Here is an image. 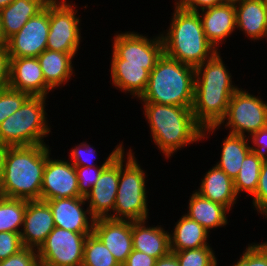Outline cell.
<instances>
[{"label": "cell", "mask_w": 267, "mask_h": 266, "mask_svg": "<svg viewBox=\"0 0 267 266\" xmlns=\"http://www.w3.org/2000/svg\"><path fill=\"white\" fill-rule=\"evenodd\" d=\"M218 51L195 67L193 116L204 129L218 126L226 116L229 101L239 88Z\"/></svg>", "instance_id": "cell-1"}, {"label": "cell", "mask_w": 267, "mask_h": 266, "mask_svg": "<svg viewBox=\"0 0 267 266\" xmlns=\"http://www.w3.org/2000/svg\"><path fill=\"white\" fill-rule=\"evenodd\" d=\"M149 125L151 142L164 159L194 143H202L203 128L196 122L192 107L139 102ZM174 154V155H173Z\"/></svg>", "instance_id": "cell-2"}, {"label": "cell", "mask_w": 267, "mask_h": 266, "mask_svg": "<svg viewBox=\"0 0 267 266\" xmlns=\"http://www.w3.org/2000/svg\"><path fill=\"white\" fill-rule=\"evenodd\" d=\"M46 144L8 146L0 180V196L40 200Z\"/></svg>", "instance_id": "cell-3"}, {"label": "cell", "mask_w": 267, "mask_h": 266, "mask_svg": "<svg viewBox=\"0 0 267 266\" xmlns=\"http://www.w3.org/2000/svg\"><path fill=\"white\" fill-rule=\"evenodd\" d=\"M167 30L160 32L164 54L181 63L197 67L218 51L205 36L198 12L184 10L177 3Z\"/></svg>", "instance_id": "cell-4"}, {"label": "cell", "mask_w": 267, "mask_h": 266, "mask_svg": "<svg viewBox=\"0 0 267 266\" xmlns=\"http://www.w3.org/2000/svg\"><path fill=\"white\" fill-rule=\"evenodd\" d=\"M195 67L163 55L150 72L145 92L139 102L192 107Z\"/></svg>", "instance_id": "cell-5"}, {"label": "cell", "mask_w": 267, "mask_h": 266, "mask_svg": "<svg viewBox=\"0 0 267 266\" xmlns=\"http://www.w3.org/2000/svg\"><path fill=\"white\" fill-rule=\"evenodd\" d=\"M146 175L148 174L141 163L139 164L133 149H123L120 152V173L114 211L108 218L129 221L150 218L147 194L150 190H147Z\"/></svg>", "instance_id": "cell-6"}, {"label": "cell", "mask_w": 267, "mask_h": 266, "mask_svg": "<svg viewBox=\"0 0 267 266\" xmlns=\"http://www.w3.org/2000/svg\"><path fill=\"white\" fill-rule=\"evenodd\" d=\"M48 97L30 96L0 124V143L6 146L46 144L51 131L46 113ZM45 137V138H44Z\"/></svg>", "instance_id": "cell-7"}, {"label": "cell", "mask_w": 267, "mask_h": 266, "mask_svg": "<svg viewBox=\"0 0 267 266\" xmlns=\"http://www.w3.org/2000/svg\"><path fill=\"white\" fill-rule=\"evenodd\" d=\"M229 129V133L249 137L267 126V102L247 89L239 87L232 95L226 116L218 126L203 129L202 140L214 135L216 130ZM209 134V135H208Z\"/></svg>", "instance_id": "cell-8"}, {"label": "cell", "mask_w": 267, "mask_h": 266, "mask_svg": "<svg viewBox=\"0 0 267 266\" xmlns=\"http://www.w3.org/2000/svg\"><path fill=\"white\" fill-rule=\"evenodd\" d=\"M72 0H51L49 2V34L47 49L69 53L77 57L81 49V19ZM76 5V6H75ZM78 15V16H77ZM80 48V49H79Z\"/></svg>", "instance_id": "cell-9"}, {"label": "cell", "mask_w": 267, "mask_h": 266, "mask_svg": "<svg viewBox=\"0 0 267 266\" xmlns=\"http://www.w3.org/2000/svg\"><path fill=\"white\" fill-rule=\"evenodd\" d=\"M114 33L111 59L126 60V63L156 64L163 55V40L161 34L148 37L135 31Z\"/></svg>", "instance_id": "cell-10"}, {"label": "cell", "mask_w": 267, "mask_h": 266, "mask_svg": "<svg viewBox=\"0 0 267 266\" xmlns=\"http://www.w3.org/2000/svg\"><path fill=\"white\" fill-rule=\"evenodd\" d=\"M89 234L55 227L38 249L39 259L54 266H82L84 243Z\"/></svg>", "instance_id": "cell-11"}, {"label": "cell", "mask_w": 267, "mask_h": 266, "mask_svg": "<svg viewBox=\"0 0 267 266\" xmlns=\"http://www.w3.org/2000/svg\"><path fill=\"white\" fill-rule=\"evenodd\" d=\"M51 151L50 145L46 144V164L40 200L82 197L78 191L75 166L65 158H53Z\"/></svg>", "instance_id": "cell-12"}, {"label": "cell", "mask_w": 267, "mask_h": 266, "mask_svg": "<svg viewBox=\"0 0 267 266\" xmlns=\"http://www.w3.org/2000/svg\"><path fill=\"white\" fill-rule=\"evenodd\" d=\"M49 34V3L37 15L8 39L7 50L10 57H38L47 49Z\"/></svg>", "instance_id": "cell-13"}, {"label": "cell", "mask_w": 267, "mask_h": 266, "mask_svg": "<svg viewBox=\"0 0 267 266\" xmlns=\"http://www.w3.org/2000/svg\"><path fill=\"white\" fill-rule=\"evenodd\" d=\"M120 173V153L102 170L100 178L85 197L91 215L108 218L114 211Z\"/></svg>", "instance_id": "cell-14"}, {"label": "cell", "mask_w": 267, "mask_h": 266, "mask_svg": "<svg viewBox=\"0 0 267 266\" xmlns=\"http://www.w3.org/2000/svg\"><path fill=\"white\" fill-rule=\"evenodd\" d=\"M46 202L52 210L55 227L75 233H93L95 218L86 206L85 197L51 199Z\"/></svg>", "instance_id": "cell-15"}, {"label": "cell", "mask_w": 267, "mask_h": 266, "mask_svg": "<svg viewBox=\"0 0 267 266\" xmlns=\"http://www.w3.org/2000/svg\"><path fill=\"white\" fill-rule=\"evenodd\" d=\"M55 228L52 210L46 201H27L20 232L23 247L39 249Z\"/></svg>", "instance_id": "cell-16"}, {"label": "cell", "mask_w": 267, "mask_h": 266, "mask_svg": "<svg viewBox=\"0 0 267 266\" xmlns=\"http://www.w3.org/2000/svg\"><path fill=\"white\" fill-rule=\"evenodd\" d=\"M93 233L122 266L133 250L132 221L97 218L94 221Z\"/></svg>", "instance_id": "cell-17"}, {"label": "cell", "mask_w": 267, "mask_h": 266, "mask_svg": "<svg viewBox=\"0 0 267 266\" xmlns=\"http://www.w3.org/2000/svg\"><path fill=\"white\" fill-rule=\"evenodd\" d=\"M9 87L30 96L48 97L53 92L45 83L37 57H10Z\"/></svg>", "instance_id": "cell-18"}, {"label": "cell", "mask_w": 267, "mask_h": 266, "mask_svg": "<svg viewBox=\"0 0 267 266\" xmlns=\"http://www.w3.org/2000/svg\"><path fill=\"white\" fill-rule=\"evenodd\" d=\"M208 41L217 51L227 38L236 32V9L234 0L198 12Z\"/></svg>", "instance_id": "cell-19"}, {"label": "cell", "mask_w": 267, "mask_h": 266, "mask_svg": "<svg viewBox=\"0 0 267 266\" xmlns=\"http://www.w3.org/2000/svg\"><path fill=\"white\" fill-rule=\"evenodd\" d=\"M110 82L121 93H128L132 99H139L145 92L150 72L155 64L126 63V60L111 59Z\"/></svg>", "instance_id": "cell-20"}, {"label": "cell", "mask_w": 267, "mask_h": 266, "mask_svg": "<svg viewBox=\"0 0 267 266\" xmlns=\"http://www.w3.org/2000/svg\"><path fill=\"white\" fill-rule=\"evenodd\" d=\"M236 29L249 40H267V7L265 0H234ZM258 40V41H257ZM267 42V41H266Z\"/></svg>", "instance_id": "cell-21"}, {"label": "cell", "mask_w": 267, "mask_h": 266, "mask_svg": "<svg viewBox=\"0 0 267 266\" xmlns=\"http://www.w3.org/2000/svg\"><path fill=\"white\" fill-rule=\"evenodd\" d=\"M169 229L163 225H149L148 219L132 221L133 249L156 259L171 252Z\"/></svg>", "instance_id": "cell-22"}, {"label": "cell", "mask_w": 267, "mask_h": 266, "mask_svg": "<svg viewBox=\"0 0 267 266\" xmlns=\"http://www.w3.org/2000/svg\"><path fill=\"white\" fill-rule=\"evenodd\" d=\"M204 174L200 186L198 189L195 188V191L204 198L222 204L230 211L234 209L239 200L233 179L215 165Z\"/></svg>", "instance_id": "cell-23"}, {"label": "cell", "mask_w": 267, "mask_h": 266, "mask_svg": "<svg viewBox=\"0 0 267 266\" xmlns=\"http://www.w3.org/2000/svg\"><path fill=\"white\" fill-rule=\"evenodd\" d=\"M187 213L189 218L202 225L207 231L226 227L230 210L220 203L202 197L195 190L189 196Z\"/></svg>", "instance_id": "cell-24"}, {"label": "cell", "mask_w": 267, "mask_h": 266, "mask_svg": "<svg viewBox=\"0 0 267 266\" xmlns=\"http://www.w3.org/2000/svg\"><path fill=\"white\" fill-rule=\"evenodd\" d=\"M37 59L40 63L45 83L53 91L67 85L69 80L71 82V79L76 75V70L73 67L74 57L69 53L46 49Z\"/></svg>", "instance_id": "cell-25"}, {"label": "cell", "mask_w": 267, "mask_h": 266, "mask_svg": "<svg viewBox=\"0 0 267 266\" xmlns=\"http://www.w3.org/2000/svg\"><path fill=\"white\" fill-rule=\"evenodd\" d=\"M171 252L205 247L209 244L211 232L183 214L169 231Z\"/></svg>", "instance_id": "cell-26"}, {"label": "cell", "mask_w": 267, "mask_h": 266, "mask_svg": "<svg viewBox=\"0 0 267 266\" xmlns=\"http://www.w3.org/2000/svg\"><path fill=\"white\" fill-rule=\"evenodd\" d=\"M51 0H14L0 10L2 29L8 40L16 34L25 23L41 12Z\"/></svg>", "instance_id": "cell-27"}, {"label": "cell", "mask_w": 267, "mask_h": 266, "mask_svg": "<svg viewBox=\"0 0 267 266\" xmlns=\"http://www.w3.org/2000/svg\"><path fill=\"white\" fill-rule=\"evenodd\" d=\"M249 144L248 137L228 133L222 141L220 159L213 165L234 180L244 158L251 151Z\"/></svg>", "instance_id": "cell-28"}, {"label": "cell", "mask_w": 267, "mask_h": 266, "mask_svg": "<svg viewBox=\"0 0 267 266\" xmlns=\"http://www.w3.org/2000/svg\"><path fill=\"white\" fill-rule=\"evenodd\" d=\"M263 160L250 151L244 158L240 171L235 177L234 188L240 197L245 192L247 196H253L256 192Z\"/></svg>", "instance_id": "cell-29"}, {"label": "cell", "mask_w": 267, "mask_h": 266, "mask_svg": "<svg viewBox=\"0 0 267 266\" xmlns=\"http://www.w3.org/2000/svg\"><path fill=\"white\" fill-rule=\"evenodd\" d=\"M26 205L27 200L0 196V232H21Z\"/></svg>", "instance_id": "cell-30"}, {"label": "cell", "mask_w": 267, "mask_h": 266, "mask_svg": "<svg viewBox=\"0 0 267 266\" xmlns=\"http://www.w3.org/2000/svg\"><path fill=\"white\" fill-rule=\"evenodd\" d=\"M124 143L121 141L119 144L115 146L109 155L104 158L105 160L101 165H98L96 162L98 158V153L93 145L87 143V141H83L79 144H75L74 147L70 148L69 150V158L68 160L74 166H85V167H92V166H107L124 148ZM96 160V161H95ZM95 161V162H94Z\"/></svg>", "instance_id": "cell-31"}, {"label": "cell", "mask_w": 267, "mask_h": 266, "mask_svg": "<svg viewBox=\"0 0 267 266\" xmlns=\"http://www.w3.org/2000/svg\"><path fill=\"white\" fill-rule=\"evenodd\" d=\"M82 266H120L110 250L94 234L87 236L84 243Z\"/></svg>", "instance_id": "cell-32"}, {"label": "cell", "mask_w": 267, "mask_h": 266, "mask_svg": "<svg viewBox=\"0 0 267 266\" xmlns=\"http://www.w3.org/2000/svg\"><path fill=\"white\" fill-rule=\"evenodd\" d=\"M180 266H218L219 261L211 245L173 252Z\"/></svg>", "instance_id": "cell-33"}, {"label": "cell", "mask_w": 267, "mask_h": 266, "mask_svg": "<svg viewBox=\"0 0 267 266\" xmlns=\"http://www.w3.org/2000/svg\"><path fill=\"white\" fill-rule=\"evenodd\" d=\"M30 97L28 93L7 87L0 90V124Z\"/></svg>", "instance_id": "cell-34"}, {"label": "cell", "mask_w": 267, "mask_h": 266, "mask_svg": "<svg viewBox=\"0 0 267 266\" xmlns=\"http://www.w3.org/2000/svg\"><path fill=\"white\" fill-rule=\"evenodd\" d=\"M247 245L237 262L231 266H267V247L262 242Z\"/></svg>", "instance_id": "cell-35"}, {"label": "cell", "mask_w": 267, "mask_h": 266, "mask_svg": "<svg viewBox=\"0 0 267 266\" xmlns=\"http://www.w3.org/2000/svg\"><path fill=\"white\" fill-rule=\"evenodd\" d=\"M105 167L106 166H75L78 180V191L82 197H86L91 191V188L100 178L101 172Z\"/></svg>", "instance_id": "cell-36"}, {"label": "cell", "mask_w": 267, "mask_h": 266, "mask_svg": "<svg viewBox=\"0 0 267 266\" xmlns=\"http://www.w3.org/2000/svg\"><path fill=\"white\" fill-rule=\"evenodd\" d=\"M252 198L253 209L257 214L267 216V160H263L259 175L258 186Z\"/></svg>", "instance_id": "cell-37"}, {"label": "cell", "mask_w": 267, "mask_h": 266, "mask_svg": "<svg viewBox=\"0 0 267 266\" xmlns=\"http://www.w3.org/2000/svg\"><path fill=\"white\" fill-rule=\"evenodd\" d=\"M23 248L20 233L0 232V261L17 254Z\"/></svg>", "instance_id": "cell-38"}, {"label": "cell", "mask_w": 267, "mask_h": 266, "mask_svg": "<svg viewBox=\"0 0 267 266\" xmlns=\"http://www.w3.org/2000/svg\"><path fill=\"white\" fill-rule=\"evenodd\" d=\"M38 258L37 249L24 247L17 254L0 261V266H34Z\"/></svg>", "instance_id": "cell-39"}, {"label": "cell", "mask_w": 267, "mask_h": 266, "mask_svg": "<svg viewBox=\"0 0 267 266\" xmlns=\"http://www.w3.org/2000/svg\"><path fill=\"white\" fill-rule=\"evenodd\" d=\"M251 151L262 160H267V126L248 137Z\"/></svg>", "instance_id": "cell-40"}, {"label": "cell", "mask_w": 267, "mask_h": 266, "mask_svg": "<svg viewBox=\"0 0 267 266\" xmlns=\"http://www.w3.org/2000/svg\"><path fill=\"white\" fill-rule=\"evenodd\" d=\"M181 8L191 12H199L216 5L224 4L229 0H174Z\"/></svg>", "instance_id": "cell-41"}, {"label": "cell", "mask_w": 267, "mask_h": 266, "mask_svg": "<svg viewBox=\"0 0 267 266\" xmlns=\"http://www.w3.org/2000/svg\"><path fill=\"white\" fill-rule=\"evenodd\" d=\"M10 56L6 47L0 49V90L9 87Z\"/></svg>", "instance_id": "cell-42"}, {"label": "cell", "mask_w": 267, "mask_h": 266, "mask_svg": "<svg viewBox=\"0 0 267 266\" xmlns=\"http://www.w3.org/2000/svg\"><path fill=\"white\" fill-rule=\"evenodd\" d=\"M156 260V258L146 253L133 249L122 266H155Z\"/></svg>", "instance_id": "cell-43"}, {"label": "cell", "mask_w": 267, "mask_h": 266, "mask_svg": "<svg viewBox=\"0 0 267 266\" xmlns=\"http://www.w3.org/2000/svg\"><path fill=\"white\" fill-rule=\"evenodd\" d=\"M155 266H180L176 255L170 252L166 256H163L156 260Z\"/></svg>", "instance_id": "cell-44"}, {"label": "cell", "mask_w": 267, "mask_h": 266, "mask_svg": "<svg viewBox=\"0 0 267 266\" xmlns=\"http://www.w3.org/2000/svg\"><path fill=\"white\" fill-rule=\"evenodd\" d=\"M8 146L0 143V180L3 173V166H4V158L7 151Z\"/></svg>", "instance_id": "cell-45"}, {"label": "cell", "mask_w": 267, "mask_h": 266, "mask_svg": "<svg viewBox=\"0 0 267 266\" xmlns=\"http://www.w3.org/2000/svg\"><path fill=\"white\" fill-rule=\"evenodd\" d=\"M8 40L5 38L3 29H2V22L0 17V49L7 47Z\"/></svg>", "instance_id": "cell-46"}, {"label": "cell", "mask_w": 267, "mask_h": 266, "mask_svg": "<svg viewBox=\"0 0 267 266\" xmlns=\"http://www.w3.org/2000/svg\"><path fill=\"white\" fill-rule=\"evenodd\" d=\"M34 266H54V265L47 263V262L38 258L37 261L34 263Z\"/></svg>", "instance_id": "cell-47"}, {"label": "cell", "mask_w": 267, "mask_h": 266, "mask_svg": "<svg viewBox=\"0 0 267 266\" xmlns=\"http://www.w3.org/2000/svg\"><path fill=\"white\" fill-rule=\"evenodd\" d=\"M14 0H0V10L11 4Z\"/></svg>", "instance_id": "cell-48"}, {"label": "cell", "mask_w": 267, "mask_h": 266, "mask_svg": "<svg viewBox=\"0 0 267 266\" xmlns=\"http://www.w3.org/2000/svg\"><path fill=\"white\" fill-rule=\"evenodd\" d=\"M264 219H267V216L264 217ZM267 247V240L262 242Z\"/></svg>", "instance_id": "cell-49"}]
</instances>
